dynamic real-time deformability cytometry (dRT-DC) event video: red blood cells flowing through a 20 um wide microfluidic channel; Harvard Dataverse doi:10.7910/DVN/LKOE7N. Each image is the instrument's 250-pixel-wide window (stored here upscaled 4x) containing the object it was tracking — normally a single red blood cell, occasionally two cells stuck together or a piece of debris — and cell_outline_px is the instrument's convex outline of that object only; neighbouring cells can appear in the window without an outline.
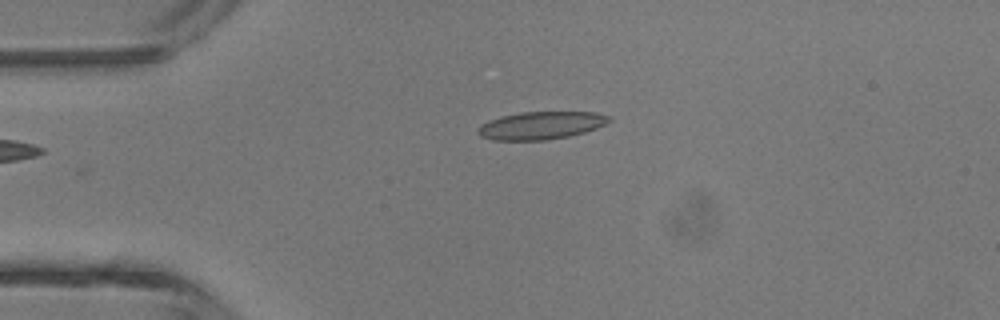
{"species": "common noctule bat (a hibernating species)", "species_latin": "Nyctalus noctula", "temperature_condition": "room temperature", "stored_images_in_passage": 2, "camera_frame_rate_fps": 3000, "um_per_image_px": 0.085, "animal": {"sex": "male", "body_mass_g": 13.3}, "frame": {"image": 1, "passage_image": 2, "time_ms": 1.0, "image_size_px": [1000, 320], "cell_outline_px": [[612, 120], [596, 128], [584, 132], [568, 136], [544, 140], [492, 140], [480, 136], [476, 132], [480, 124], [488, 120], [500, 116], [520, 112], [596, 112], [612, 116]], "centroid_in_image_um": [45.96, 10.65], "position_along_channel_um": 39.0, "area_um2": 21.33}}